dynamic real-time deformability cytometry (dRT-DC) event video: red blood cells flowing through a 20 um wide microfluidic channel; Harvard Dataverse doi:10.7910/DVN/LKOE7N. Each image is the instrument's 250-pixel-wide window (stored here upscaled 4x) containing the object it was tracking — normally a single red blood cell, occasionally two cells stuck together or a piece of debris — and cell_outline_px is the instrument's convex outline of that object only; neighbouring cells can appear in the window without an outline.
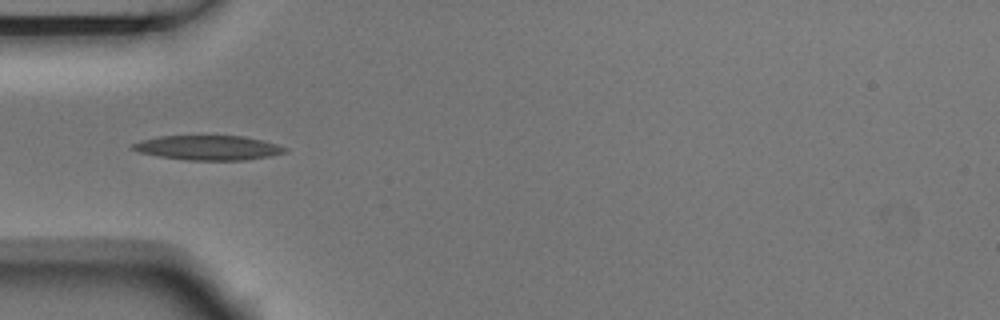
{"species": "Egyptian fruit bat (a non-hibernating species)", "species_latin": "Rousettus aegyptiacus", "temperature_condition": "room temperature", "stored_images_in_passage": 12, "camera_frame_rate_fps": 3000, "um_per_image_px": 0.085, "animal": {"sex": "male"}, "frame": {"image": 1, "passage_image": 2, "time_ms": 0.333, "image_size_px": [1000, 320], "cell_outline_px": [[288, 152], [268, 156], [244, 160], [188, 160], [160, 156], [140, 152], [132, 148], [132, 144], [140, 140], [160, 136], [244, 136], [276, 144], [288, 148]], "centroid_in_image_um": [17.71, 12.55], "position_along_channel_um": 67.3, "area_um2": 21.56}}
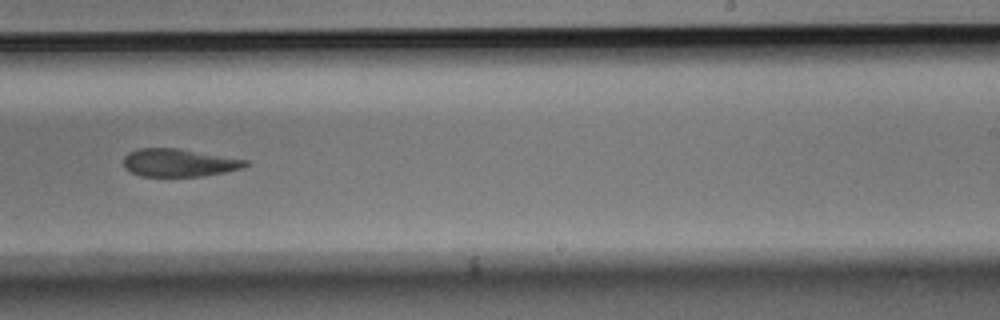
{"frame": {"image": 2, "passage_image": 7, "time_ms": 2.0, "image_size_px": [1000, 320], "cell_outline_px": [[248, 164], [240, 168], [224, 172], [200, 176], [140, 176], [124, 168], [124, 156], [128, 152], [136, 148], [180, 148], [248, 160]], "centroid_in_image_um": [15.17, 13.82], "position_along_channel_um": 273.8, "area_um2": 19.77}}
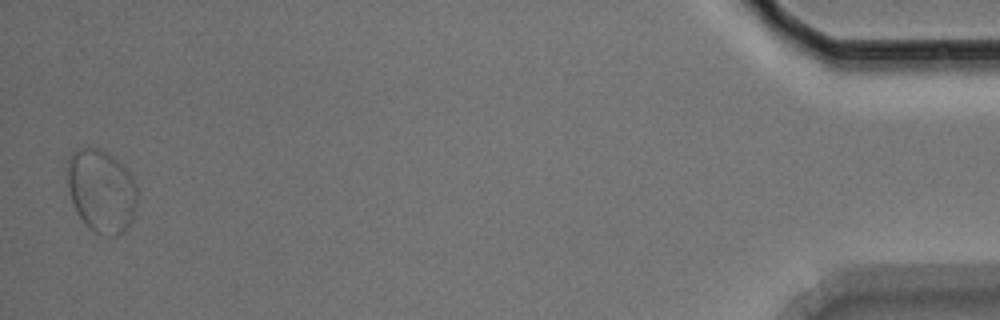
{"frame": {"image": 3, "passage_image": 12, "time_ms": 3.667, "image_size_px": [1000, 320], "cell_outline_px": [[136, 208], [132, 220], [124, 232], [116, 236], [112, 236], [96, 232], [76, 212], [68, 188], [68, 156], [76, 148], [100, 148], [112, 156], [128, 168], [132, 176], [136, 188]], "centroid_in_image_um": [8.63, 16.19], "position_along_channel_um": 426.6, "area_um2": 33.7}}